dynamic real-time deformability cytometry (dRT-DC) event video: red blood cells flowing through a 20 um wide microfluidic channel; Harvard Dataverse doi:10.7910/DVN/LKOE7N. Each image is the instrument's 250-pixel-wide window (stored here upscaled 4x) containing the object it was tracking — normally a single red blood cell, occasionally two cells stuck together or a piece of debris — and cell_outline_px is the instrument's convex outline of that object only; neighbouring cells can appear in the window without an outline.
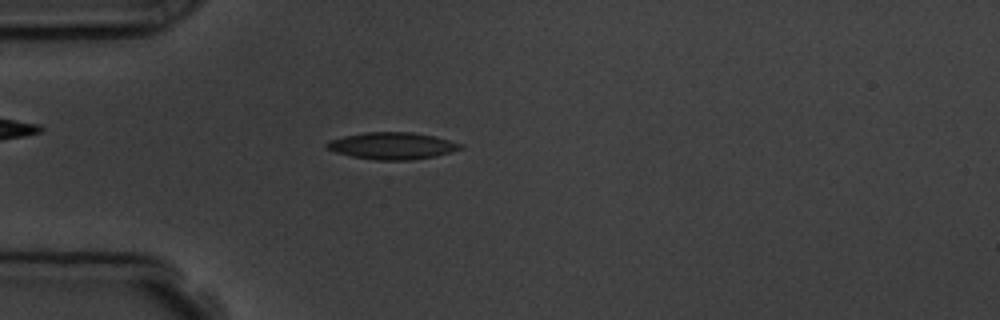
{"species": "common noctule bat (a hibernating species)", "species_latin": "Nyctalus noctula", "temperature_condition": "room temperature", "stored_images_in_passage": 5, "camera_frame_rate_fps": 3000, "um_per_image_px": 0.085, "animal": {"sex": "male", "body_mass_g": 19.5, "forearm_length_mm": 54.6}, "frame": {"image": 1, "passage_image": 4, "time_ms": 3.667, "image_size_px": [1000, 320], "cell_outline_px": [[464, 148], [436, 156], [408, 160], [376, 160], [352, 156], [336, 152], [328, 148], [324, 144], [328, 140], [344, 136], [364, 132], [412, 132], [432, 136], [464, 144]], "centroid_in_image_um": [33.34, 12.39], "position_along_channel_um": 51.7, "area_um2": 20.87}}